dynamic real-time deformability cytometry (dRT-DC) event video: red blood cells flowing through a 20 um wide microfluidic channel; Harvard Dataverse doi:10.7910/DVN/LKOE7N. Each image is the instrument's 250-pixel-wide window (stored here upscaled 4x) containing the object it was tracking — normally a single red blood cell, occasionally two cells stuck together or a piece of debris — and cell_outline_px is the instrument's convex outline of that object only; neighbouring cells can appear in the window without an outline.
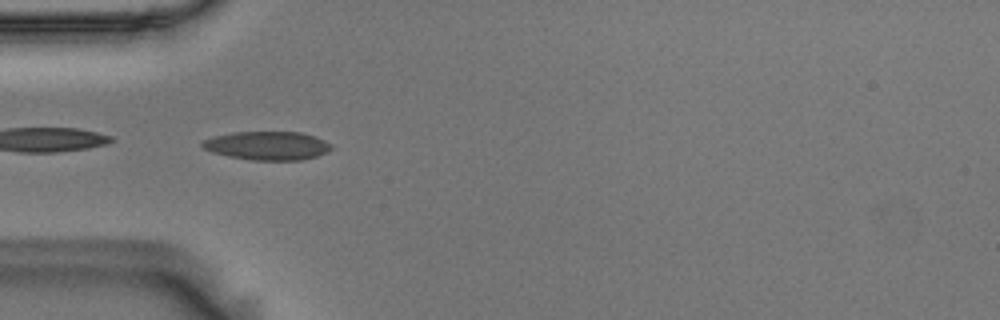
{"species": "Egyptian fruit bat (a non-hibernating species)", "species_latin": "Rousettus aegyptiacus", "temperature_condition": "room temperature", "stored_images_in_passage": 54, "camera_frame_rate_fps": 3000, "um_per_image_px": 0.085, "animal": {"sex": "male"}, "frame": {"image": 1, "passage_image": 16, "time_ms": 5.0, "image_size_px": [1000, 320], "cell_outline_px": [[332, 148], [328, 152], [316, 156], [300, 160], [252, 160], [228, 156], [212, 152], [204, 148], [200, 144], [204, 140], [212, 136], [232, 132], [300, 132], [316, 136], [332, 144]], "centroid_in_image_um": [22.73, 12.37], "position_along_channel_um": 62.3, "area_um2": 21.56}}
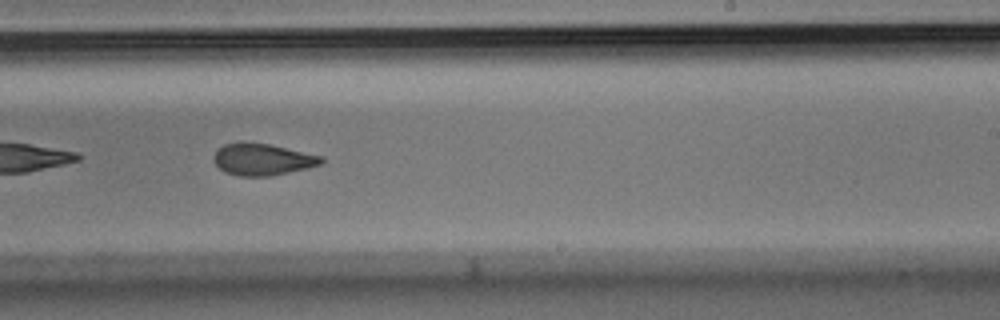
{"frame": {"image": 2, "passage_image": 33, "time_ms": 10.667, "image_size_px": [1000, 320], "cell_outline_px": [[324, 160], [320, 164], [308, 168], [268, 176], [240, 176], [224, 172], [212, 160], [212, 156], [224, 144], [268, 144], [324, 156]], "centroid_in_image_um": [22.33, 13.58], "position_along_channel_um": 266.7, "area_um2": 19.42}}
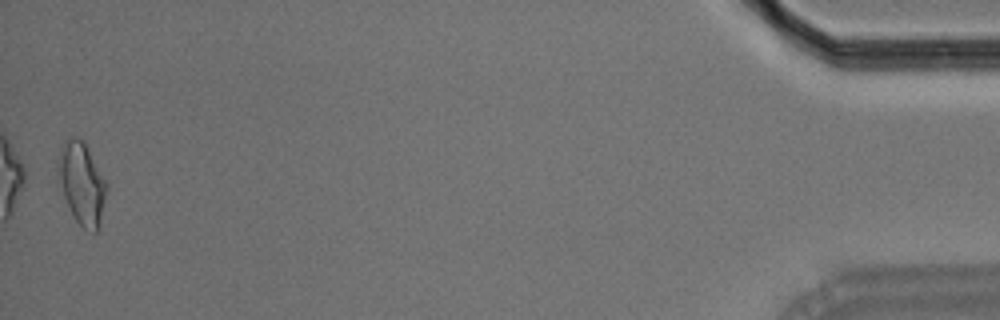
{"frame": {"image": 3, "passage_image": 54, "time_ms": 17.667, "image_size_px": [1000, 320], "cell_outline_px": [[108, 188], [100, 224], [96, 232], [92, 232], [84, 228], [72, 216], [64, 196], [56, 172], [56, 164], [64, 140], [68, 136], [76, 136], [84, 140], [108, 184]], "centroid_in_image_um": [6.95, 15.55], "position_along_channel_um": 428.2, "area_um2": 23.58}, "authors_computed_cell_mechanics": {"area_um2": 20.7791, "velocity_mm_per_s": 3.613, "shape_relaxation_time_tau1_ms": 8.8507, "shape_relaxation_time_tau2_ms": 4.4449, "deformation_change_tau1": 0.196, "deformation_change_tau2": 0.1087}}